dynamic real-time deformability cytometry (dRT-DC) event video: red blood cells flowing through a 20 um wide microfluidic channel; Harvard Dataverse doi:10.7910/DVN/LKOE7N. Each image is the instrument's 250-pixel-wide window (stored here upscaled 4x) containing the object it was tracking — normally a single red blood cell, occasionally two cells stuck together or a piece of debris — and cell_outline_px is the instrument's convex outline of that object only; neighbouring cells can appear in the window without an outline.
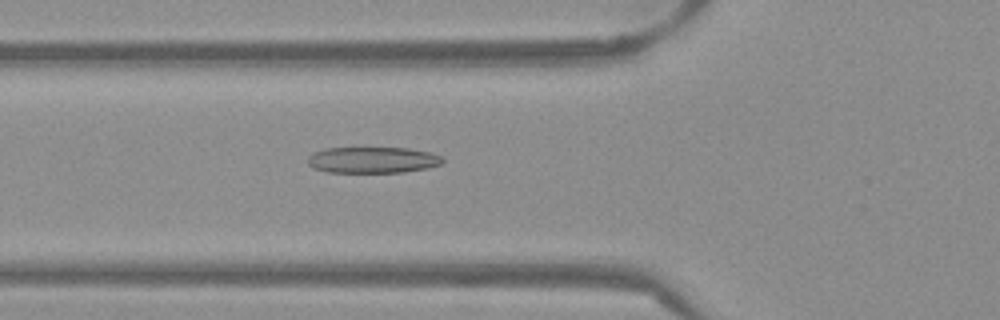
{"species": "Egyptian fruit bat (a non-hibernating species)", "species_latin": "Rousettus aegyptiacus", "temperature_condition": "warm", "stored_images_in_passage": 48, "camera_frame_rate_fps": 3000, "um_per_image_px": 0.085, "frame": {"image": 1, "passage_image": 19, "time_ms": 6.0, "image_size_px": [1000, 320], "cell_outline_px": [[444, 160], [440, 164], [428, 168], [404, 172], [328, 172], [312, 168], [308, 164], [308, 156], [312, 152], [324, 148], [408, 148], [432, 152], [440, 156]], "centroid_in_image_um": [31.65, 13.59], "position_along_channel_um": 94.1, "area_um2": 20.69}}
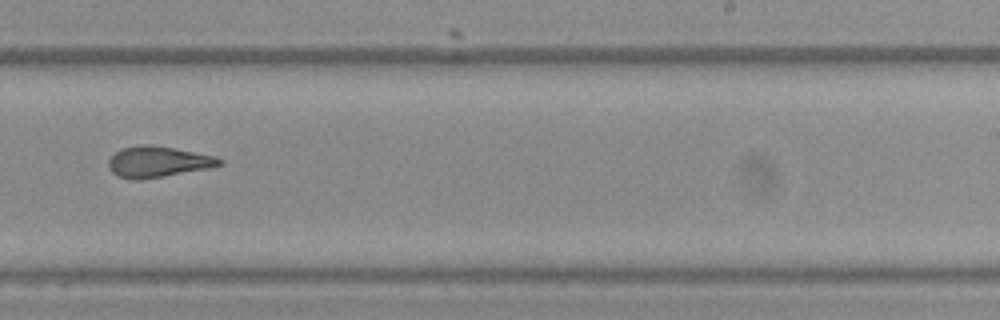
{"frame": {"image": 2, "passage_image": 33, "time_ms": 10.667, "image_size_px": [1000, 320], "cell_outline_px": [[224, 164], [208, 168], [164, 176], [140, 180], [132, 180], [116, 176], [108, 168], [108, 160], [116, 152], [124, 148], [144, 144], [152, 144], [216, 156], [224, 160]], "centroid_in_image_um": [13.42, 13.76], "position_along_channel_um": 275.6, "area_um2": 20.06}}
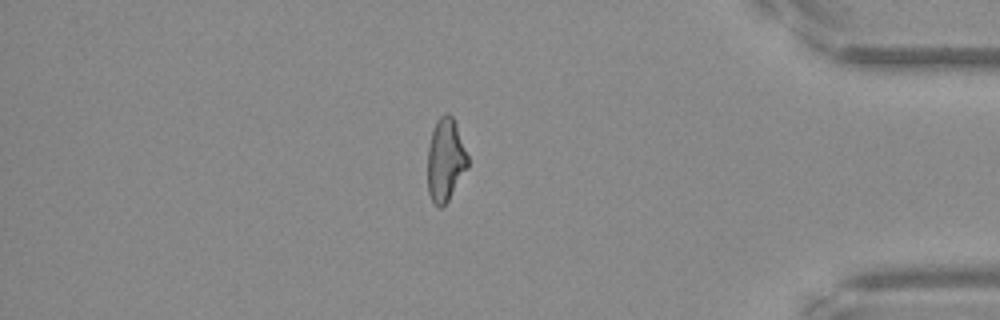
{"frame": {"image": 3, "passage_image": 45, "time_ms": 14.667, "image_size_px": [1000, 320], "cell_outline_px": [[468, 168], [448, 200], [440, 208], [436, 208], [428, 192], [428, 144], [436, 120], [444, 112], [448, 112], [452, 116], [456, 124], [468, 156]], "centroid_in_image_um": [37.86, 13.58], "position_along_channel_um": 397.3, "area_um2": 19.48}, "authors_computed_cell_mechanics": {"area_um2": 20.3456, "velocity_mm_per_s": 3.8742, "shape_relaxation_time_tau1_ms": 6.7081, "shape_relaxation_time_tau2_ms": 1.286, "deformation_change_tau1": 0.206, "deformation_change_tau2": 0.0999}}